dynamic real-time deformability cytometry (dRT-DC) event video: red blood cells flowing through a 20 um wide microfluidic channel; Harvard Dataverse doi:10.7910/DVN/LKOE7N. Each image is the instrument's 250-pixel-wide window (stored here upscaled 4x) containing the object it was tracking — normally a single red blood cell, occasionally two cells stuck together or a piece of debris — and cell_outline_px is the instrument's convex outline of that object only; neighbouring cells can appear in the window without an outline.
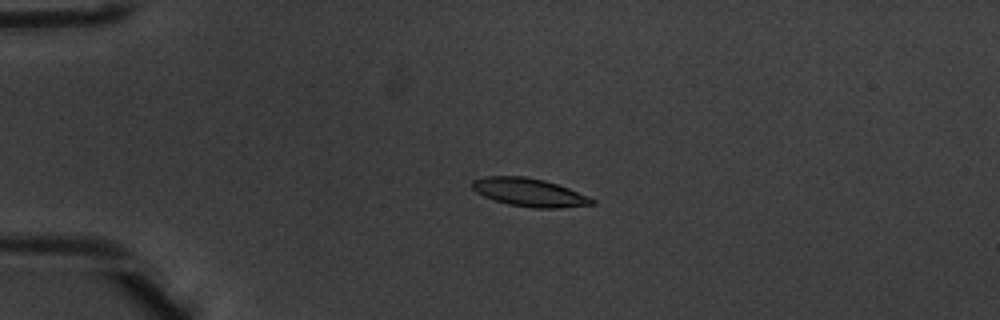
{"species": "common noctule bat (a hibernating species)", "species_latin": "Nyctalus noctula", "temperature_condition": "warm", "stored_images_in_passage": 5, "camera_frame_rate_fps": 3000, "um_per_image_px": 0.085, "animal": {"sex": "male", "body_mass_g": 20.1, "forearm_length_mm": 53.5}, "frame": {"image": 1, "passage_image": 4, "time_ms": 1.0, "image_size_px": [1000, 320], "cell_outline_px": [[596, 204], [560, 208], [532, 208], [508, 204], [484, 196], [476, 192], [472, 188], [472, 180], [484, 176], [524, 176], [544, 180], [568, 188], [588, 196], [596, 200]], "centroid_in_image_um": [45.0, 16.35], "position_along_channel_um": 40.0, "area_um2": 19.65}}